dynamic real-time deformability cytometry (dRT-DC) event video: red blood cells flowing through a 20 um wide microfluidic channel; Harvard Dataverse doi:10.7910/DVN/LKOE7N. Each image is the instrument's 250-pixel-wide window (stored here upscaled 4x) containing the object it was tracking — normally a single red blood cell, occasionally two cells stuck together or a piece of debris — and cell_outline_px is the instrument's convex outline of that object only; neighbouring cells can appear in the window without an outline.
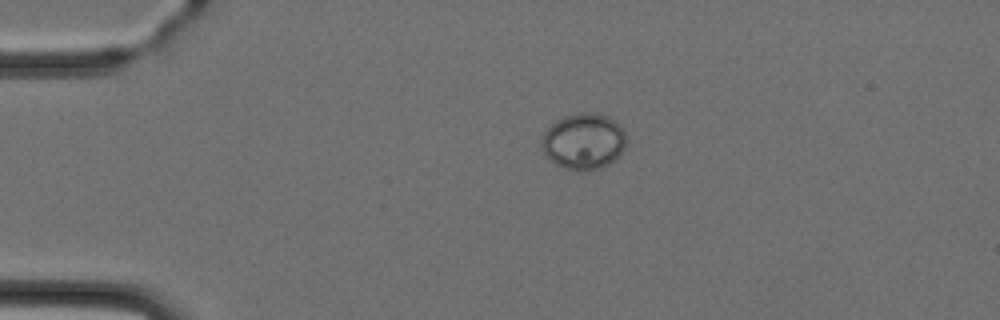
{"species": "Egyptian fruit bat (a non-hibernating species)", "species_latin": "Rousettus aegyptiacus", "temperature_condition": "cold", "stored_images_in_passage": 2, "camera_frame_rate_fps": 3000, "um_per_image_px": 0.085, "animal": {"sex": "female"}, "frame": {"image": 1, "passage_image": 1, "time_ms": 0.0, "image_size_px": [1000, 320], "cell_outline_px": [[624, 148], [620, 156], [608, 164], [600, 168], [584, 172], [564, 168], [556, 164], [540, 148], [540, 140], [544, 132], [556, 120], [564, 116], [580, 112], [596, 112], [608, 116], [620, 124], [624, 132]], "centroid_in_image_um": [49.6, 12.01], "position_along_channel_um": 35.4, "area_um2": 27.92}}